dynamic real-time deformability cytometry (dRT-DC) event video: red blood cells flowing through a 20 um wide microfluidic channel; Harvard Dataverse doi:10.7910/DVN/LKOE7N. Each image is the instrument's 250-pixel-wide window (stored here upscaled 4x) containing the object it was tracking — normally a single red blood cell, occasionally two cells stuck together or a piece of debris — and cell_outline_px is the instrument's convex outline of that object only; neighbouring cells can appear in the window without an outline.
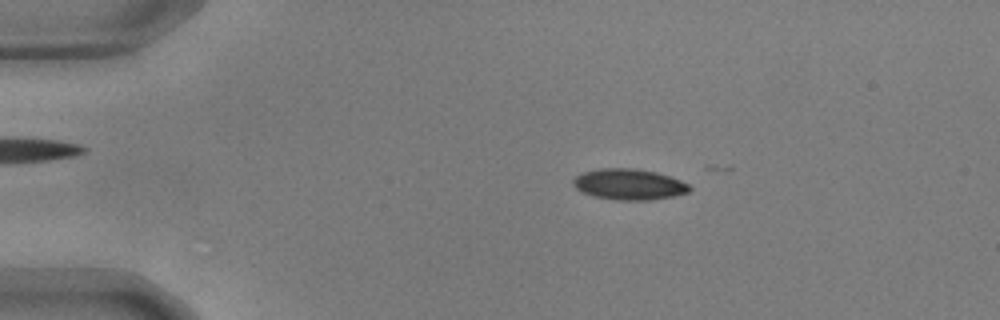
{"species": "common noctule bat (a hibernating species)", "species_latin": "Nyctalus noctula", "temperature_condition": "warm", "stored_images_in_passage": 18, "camera_frame_rate_fps": 3000, "um_per_image_px": 0.085, "animal": {"sex": "male", "body_mass_g": 17.9, "forearm_length_mm": 54.2}, "frame": {"image": 1, "passage_image": 10, "time_ms": 3.0, "image_size_px": [1000, 320], "cell_outline_px": [[692, 188], [688, 192], [672, 196], [648, 200], [620, 200], [592, 196], [576, 188], [572, 184], [572, 180], [576, 176], [584, 172], [600, 168], [636, 168], [656, 172], [680, 180], [688, 184]], "centroid_in_image_um": [53.45, 15.66], "position_along_channel_um": 31.5, "area_um2": 20.81}}
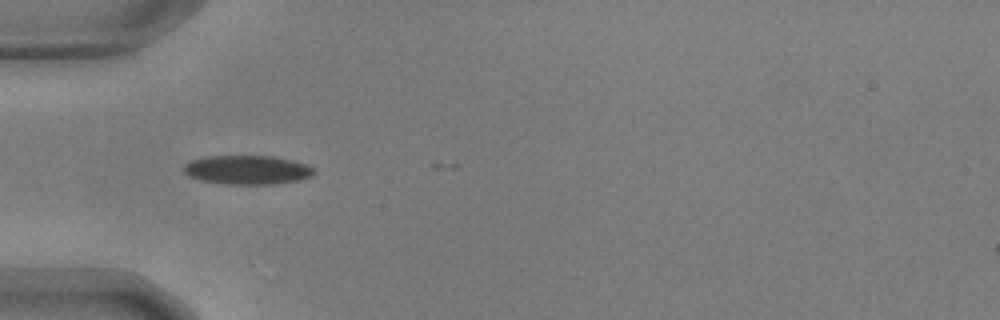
{"frame": {"image": 2, "passage_image": 17, "time_ms": 5.333, "image_size_px": [1000, 320], "cell_outline_px": [[316, 172], [312, 176], [300, 180], [276, 184], [224, 184], [200, 180], [188, 176], [184, 172], [184, 164], [192, 160], [204, 156], [272, 156], [292, 160], [304, 164], [312, 168]], "centroid_in_image_um": [21.0, 14.44], "position_along_channel_um": 64.0, "area_um2": 22.08}}